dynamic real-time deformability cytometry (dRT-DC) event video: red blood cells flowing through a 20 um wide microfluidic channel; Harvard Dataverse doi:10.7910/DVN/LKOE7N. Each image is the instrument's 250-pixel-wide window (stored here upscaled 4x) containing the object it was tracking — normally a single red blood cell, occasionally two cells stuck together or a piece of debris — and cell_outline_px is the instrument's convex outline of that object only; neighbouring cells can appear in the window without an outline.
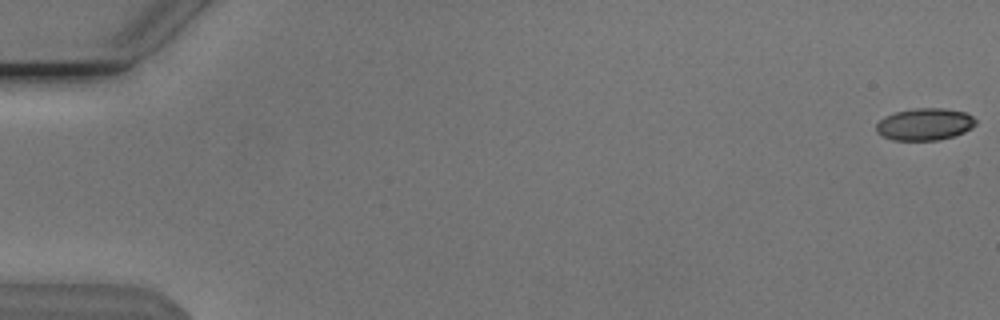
{"species": "Egyptian fruit bat (a non-hibernating species)", "species_latin": "Rousettus aegyptiacus", "temperature_condition": "cold", "stored_images_in_passage": 12, "camera_frame_rate_fps": 3000, "um_per_image_px": 0.085, "animal": {"sex": "male"}, "frame": {"image": 1, "passage_image": 1, "time_ms": 0.0, "image_size_px": [1000, 320], "cell_outline_px": [[976, 124], [972, 128], [964, 132], [940, 140], [892, 140], [876, 132], [876, 124], [884, 116], [896, 112], [912, 108], [944, 108], [964, 112], [972, 116], [976, 120]], "centroid_in_image_um": [78.6, 10.56], "position_along_channel_um": 6.4, "area_um2": 18.61}}